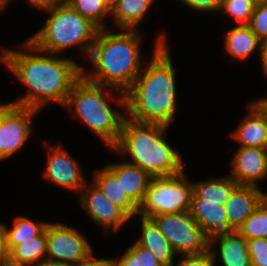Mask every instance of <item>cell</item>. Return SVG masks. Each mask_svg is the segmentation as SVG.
Listing matches in <instances>:
<instances>
[{
  "label": "cell",
  "mask_w": 267,
  "mask_h": 266,
  "mask_svg": "<svg viewBox=\"0 0 267 266\" xmlns=\"http://www.w3.org/2000/svg\"><path fill=\"white\" fill-rule=\"evenodd\" d=\"M242 147L267 148V113L257 102L248 107V115L231 134Z\"/></svg>",
  "instance_id": "cell-16"
},
{
  "label": "cell",
  "mask_w": 267,
  "mask_h": 266,
  "mask_svg": "<svg viewBox=\"0 0 267 266\" xmlns=\"http://www.w3.org/2000/svg\"><path fill=\"white\" fill-rule=\"evenodd\" d=\"M251 1L257 6V5L263 4L267 0H251Z\"/></svg>",
  "instance_id": "cell-42"
},
{
  "label": "cell",
  "mask_w": 267,
  "mask_h": 266,
  "mask_svg": "<svg viewBox=\"0 0 267 266\" xmlns=\"http://www.w3.org/2000/svg\"><path fill=\"white\" fill-rule=\"evenodd\" d=\"M120 0H105L106 7L110 10V12L115 8Z\"/></svg>",
  "instance_id": "cell-40"
},
{
  "label": "cell",
  "mask_w": 267,
  "mask_h": 266,
  "mask_svg": "<svg viewBox=\"0 0 267 266\" xmlns=\"http://www.w3.org/2000/svg\"><path fill=\"white\" fill-rule=\"evenodd\" d=\"M161 233L176 254H202L209 250L204 230L190 212L169 213L152 216Z\"/></svg>",
  "instance_id": "cell-8"
},
{
  "label": "cell",
  "mask_w": 267,
  "mask_h": 266,
  "mask_svg": "<svg viewBox=\"0 0 267 266\" xmlns=\"http://www.w3.org/2000/svg\"><path fill=\"white\" fill-rule=\"evenodd\" d=\"M46 147L49 157L43 174L45 178L64 189L80 192L86 184V179L78 162L62 145L51 146L46 143Z\"/></svg>",
  "instance_id": "cell-10"
},
{
  "label": "cell",
  "mask_w": 267,
  "mask_h": 266,
  "mask_svg": "<svg viewBox=\"0 0 267 266\" xmlns=\"http://www.w3.org/2000/svg\"><path fill=\"white\" fill-rule=\"evenodd\" d=\"M112 266H163L148 249L136 242L119 259H111Z\"/></svg>",
  "instance_id": "cell-28"
},
{
  "label": "cell",
  "mask_w": 267,
  "mask_h": 266,
  "mask_svg": "<svg viewBox=\"0 0 267 266\" xmlns=\"http://www.w3.org/2000/svg\"><path fill=\"white\" fill-rule=\"evenodd\" d=\"M108 88L112 87L91 83L82 76L73 85L64 107H74V114L112 148L119 138L125 116L108 104V98H112Z\"/></svg>",
  "instance_id": "cell-6"
},
{
  "label": "cell",
  "mask_w": 267,
  "mask_h": 266,
  "mask_svg": "<svg viewBox=\"0 0 267 266\" xmlns=\"http://www.w3.org/2000/svg\"><path fill=\"white\" fill-rule=\"evenodd\" d=\"M48 225L49 223L47 222H34L24 216L16 217L13 227L6 229V247L8 254L25 240L41 235Z\"/></svg>",
  "instance_id": "cell-25"
},
{
  "label": "cell",
  "mask_w": 267,
  "mask_h": 266,
  "mask_svg": "<svg viewBox=\"0 0 267 266\" xmlns=\"http://www.w3.org/2000/svg\"><path fill=\"white\" fill-rule=\"evenodd\" d=\"M238 232L246 239L267 238V198L245 220Z\"/></svg>",
  "instance_id": "cell-27"
},
{
  "label": "cell",
  "mask_w": 267,
  "mask_h": 266,
  "mask_svg": "<svg viewBox=\"0 0 267 266\" xmlns=\"http://www.w3.org/2000/svg\"><path fill=\"white\" fill-rule=\"evenodd\" d=\"M260 58L262 64V70L267 76V39L260 41Z\"/></svg>",
  "instance_id": "cell-37"
},
{
  "label": "cell",
  "mask_w": 267,
  "mask_h": 266,
  "mask_svg": "<svg viewBox=\"0 0 267 266\" xmlns=\"http://www.w3.org/2000/svg\"><path fill=\"white\" fill-rule=\"evenodd\" d=\"M114 205L121 208L130 218L137 216L138 206L124 192L118 180L106 167L96 169L93 182Z\"/></svg>",
  "instance_id": "cell-19"
},
{
  "label": "cell",
  "mask_w": 267,
  "mask_h": 266,
  "mask_svg": "<svg viewBox=\"0 0 267 266\" xmlns=\"http://www.w3.org/2000/svg\"><path fill=\"white\" fill-rule=\"evenodd\" d=\"M230 175L239 185L256 186L267 176V148L240 146L230 162Z\"/></svg>",
  "instance_id": "cell-13"
},
{
  "label": "cell",
  "mask_w": 267,
  "mask_h": 266,
  "mask_svg": "<svg viewBox=\"0 0 267 266\" xmlns=\"http://www.w3.org/2000/svg\"><path fill=\"white\" fill-rule=\"evenodd\" d=\"M50 14L43 28L27 39L45 53L62 54L71 46H79L89 56L99 28L74 10L65 0L41 9Z\"/></svg>",
  "instance_id": "cell-5"
},
{
  "label": "cell",
  "mask_w": 267,
  "mask_h": 266,
  "mask_svg": "<svg viewBox=\"0 0 267 266\" xmlns=\"http://www.w3.org/2000/svg\"><path fill=\"white\" fill-rule=\"evenodd\" d=\"M47 260L74 265L93 254L91 245L74 228L49 223L46 228Z\"/></svg>",
  "instance_id": "cell-9"
},
{
  "label": "cell",
  "mask_w": 267,
  "mask_h": 266,
  "mask_svg": "<svg viewBox=\"0 0 267 266\" xmlns=\"http://www.w3.org/2000/svg\"><path fill=\"white\" fill-rule=\"evenodd\" d=\"M9 1H12V0H7L3 6L6 7V5L9 3ZM28 3L30 4V6L32 7H36L38 8L39 10L43 9V8H46V7H49L61 0H27Z\"/></svg>",
  "instance_id": "cell-36"
},
{
  "label": "cell",
  "mask_w": 267,
  "mask_h": 266,
  "mask_svg": "<svg viewBox=\"0 0 267 266\" xmlns=\"http://www.w3.org/2000/svg\"><path fill=\"white\" fill-rule=\"evenodd\" d=\"M87 186L86 183L82 190L89 188L88 192L80 194L79 200L82 208L97 225L108 230L111 228L116 232L130 217L121 208L109 201L94 183L89 187Z\"/></svg>",
  "instance_id": "cell-12"
},
{
  "label": "cell",
  "mask_w": 267,
  "mask_h": 266,
  "mask_svg": "<svg viewBox=\"0 0 267 266\" xmlns=\"http://www.w3.org/2000/svg\"><path fill=\"white\" fill-rule=\"evenodd\" d=\"M189 212L204 230L209 243L233 231L229 226L224 205L219 201L191 198Z\"/></svg>",
  "instance_id": "cell-14"
},
{
  "label": "cell",
  "mask_w": 267,
  "mask_h": 266,
  "mask_svg": "<svg viewBox=\"0 0 267 266\" xmlns=\"http://www.w3.org/2000/svg\"><path fill=\"white\" fill-rule=\"evenodd\" d=\"M7 0H0V5H3Z\"/></svg>",
  "instance_id": "cell-44"
},
{
  "label": "cell",
  "mask_w": 267,
  "mask_h": 266,
  "mask_svg": "<svg viewBox=\"0 0 267 266\" xmlns=\"http://www.w3.org/2000/svg\"><path fill=\"white\" fill-rule=\"evenodd\" d=\"M70 266H112L111 259H97L93 254L88 258Z\"/></svg>",
  "instance_id": "cell-34"
},
{
  "label": "cell",
  "mask_w": 267,
  "mask_h": 266,
  "mask_svg": "<svg viewBox=\"0 0 267 266\" xmlns=\"http://www.w3.org/2000/svg\"><path fill=\"white\" fill-rule=\"evenodd\" d=\"M74 10L83 17L90 20L99 29H106L104 17L111 15L110 10L105 5V0H65Z\"/></svg>",
  "instance_id": "cell-26"
},
{
  "label": "cell",
  "mask_w": 267,
  "mask_h": 266,
  "mask_svg": "<svg viewBox=\"0 0 267 266\" xmlns=\"http://www.w3.org/2000/svg\"><path fill=\"white\" fill-rule=\"evenodd\" d=\"M2 266H18V265H14V264H11L8 261H6V262L2 263Z\"/></svg>",
  "instance_id": "cell-43"
},
{
  "label": "cell",
  "mask_w": 267,
  "mask_h": 266,
  "mask_svg": "<svg viewBox=\"0 0 267 266\" xmlns=\"http://www.w3.org/2000/svg\"><path fill=\"white\" fill-rule=\"evenodd\" d=\"M106 168L121 182L124 192L139 206L144 199L151 176L140 167L129 162L108 164Z\"/></svg>",
  "instance_id": "cell-17"
},
{
  "label": "cell",
  "mask_w": 267,
  "mask_h": 266,
  "mask_svg": "<svg viewBox=\"0 0 267 266\" xmlns=\"http://www.w3.org/2000/svg\"><path fill=\"white\" fill-rule=\"evenodd\" d=\"M39 110L16 105L0 126V161L23 147L31 131L30 123Z\"/></svg>",
  "instance_id": "cell-11"
},
{
  "label": "cell",
  "mask_w": 267,
  "mask_h": 266,
  "mask_svg": "<svg viewBox=\"0 0 267 266\" xmlns=\"http://www.w3.org/2000/svg\"><path fill=\"white\" fill-rule=\"evenodd\" d=\"M256 102L267 113V98L259 99Z\"/></svg>",
  "instance_id": "cell-41"
},
{
  "label": "cell",
  "mask_w": 267,
  "mask_h": 266,
  "mask_svg": "<svg viewBox=\"0 0 267 266\" xmlns=\"http://www.w3.org/2000/svg\"><path fill=\"white\" fill-rule=\"evenodd\" d=\"M255 6L251 0H222L220 11L231 16L240 24H249Z\"/></svg>",
  "instance_id": "cell-29"
},
{
  "label": "cell",
  "mask_w": 267,
  "mask_h": 266,
  "mask_svg": "<svg viewBox=\"0 0 267 266\" xmlns=\"http://www.w3.org/2000/svg\"><path fill=\"white\" fill-rule=\"evenodd\" d=\"M215 249L202 254L182 255L176 265L171 266H214L217 258Z\"/></svg>",
  "instance_id": "cell-32"
},
{
  "label": "cell",
  "mask_w": 267,
  "mask_h": 266,
  "mask_svg": "<svg viewBox=\"0 0 267 266\" xmlns=\"http://www.w3.org/2000/svg\"><path fill=\"white\" fill-rule=\"evenodd\" d=\"M4 6L3 5H0V12L2 11V10H4Z\"/></svg>",
  "instance_id": "cell-45"
},
{
  "label": "cell",
  "mask_w": 267,
  "mask_h": 266,
  "mask_svg": "<svg viewBox=\"0 0 267 266\" xmlns=\"http://www.w3.org/2000/svg\"><path fill=\"white\" fill-rule=\"evenodd\" d=\"M16 102H9L6 104H1L0 103V126L2 125L5 117L7 116V114L16 106Z\"/></svg>",
  "instance_id": "cell-38"
},
{
  "label": "cell",
  "mask_w": 267,
  "mask_h": 266,
  "mask_svg": "<svg viewBox=\"0 0 267 266\" xmlns=\"http://www.w3.org/2000/svg\"><path fill=\"white\" fill-rule=\"evenodd\" d=\"M184 171L168 177H152L138 214L151 218L155 215L188 212L193 194L192 182L185 179Z\"/></svg>",
  "instance_id": "cell-7"
},
{
  "label": "cell",
  "mask_w": 267,
  "mask_h": 266,
  "mask_svg": "<svg viewBox=\"0 0 267 266\" xmlns=\"http://www.w3.org/2000/svg\"><path fill=\"white\" fill-rule=\"evenodd\" d=\"M252 266H267V238L247 239Z\"/></svg>",
  "instance_id": "cell-31"
},
{
  "label": "cell",
  "mask_w": 267,
  "mask_h": 266,
  "mask_svg": "<svg viewBox=\"0 0 267 266\" xmlns=\"http://www.w3.org/2000/svg\"><path fill=\"white\" fill-rule=\"evenodd\" d=\"M142 235L136 243L151 251L163 266H171L174 262L175 252L159 227L151 218L140 217Z\"/></svg>",
  "instance_id": "cell-18"
},
{
  "label": "cell",
  "mask_w": 267,
  "mask_h": 266,
  "mask_svg": "<svg viewBox=\"0 0 267 266\" xmlns=\"http://www.w3.org/2000/svg\"><path fill=\"white\" fill-rule=\"evenodd\" d=\"M225 49L233 59L245 60L254 51L260 49V39L252 32L248 24H239L230 29L224 39Z\"/></svg>",
  "instance_id": "cell-21"
},
{
  "label": "cell",
  "mask_w": 267,
  "mask_h": 266,
  "mask_svg": "<svg viewBox=\"0 0 267 266\" xmlns=\"http://www.w3.org/2000/svg\"><path fill=\"white\" fill-rule=\"evenodd\" d=\"M154 0H120L111 11L115 25L126 30H135Z\"/></svg>",
  "instance_id": "cell-23"
},
{
  "label": "cell",
  "mask_w": 267,
  "mask_h": 266,
  "mask_svg": "<svg viewBox=\"0 0 267 266\" xmlns=\"http://www.w3.org/2000/svg\"><path fill=\"white\" fill-rule=\"evenodd\" d=\"M6 226L0 224V264L8 260V250L6 247Z\"/></svg>",
  "instance_id": "cell-35"
},
{
  "label": "cell",
  "mask_w": 267,
  "mask_h": 266,
  "mask_svg": "<svg viewBox=\"0 0 267 266\" xmlns=\"http://www.w3.org/2000/svg\"><path fill=\"white\" fill-rule=\"evenodd\" d=\"M34 266H70V265L61 263V262L50 261L46 259V260L39 262L37 265H34Z\"/></svg>",
  "instance_id": "cell-39"
},
{
  "label": "cell",
  "mask_w": 267,
  "mask_h": 266,
  "mask_svg": "<svg viewBox=\"0 0 267 266\" xmlns=\"http://www.w3.org/2000/svg\"><path fill=\"white\" fill-rule=\"evenodd\" d=\"M46 230L39 236L17 245L9 254L8 262L18 266H34L46 260ZM42 258V259H41Z\"/></svg>",
  "instance_id": "cell-22"
},
{
  "label": "cell",
  "mask_w": 267,
  "mask_h": 266,
  "mask_svg": "<svg viewBox=\"0 0 267 266\" xmlns=\"http://www.w3.org/2000/svg\"><path fill=\"white\" fill-rule=\"evenodd\" d=\"M170 49L162 34L156 39L150 63L125 92V113L140 123L169 126L176 113V84Z\"/></svg>",
  "instance_id": "cell-2"
},
{
  "label": "cell",
  "mask_w": 267,
  "mask_h": 266,
  "mask_svg": "<svg viewBox=\"0 0 267 266\" xmlns=\"http://www.w3.org/2000/svg\"><path fill=\"white\" fill-rule=\"evenodd\" d=\"M248 25L260 41L267 39V1L255 6Z\"/></svg>",
  "instance_id": "cell-30"
},
{
  "label": "cell",
  "mask_w": 267,
  "mask_h": 266,
  "mask_svg": "<svg viewBox=\"0 0 267 266\" xmlns=\"http://www.w3.org/2000/svg\"><path fill=\"white\" fill-rule=\"evenodd\" d=\"M21 47L29 53L3 49L0 57L23 85L30 89L15 100L16 104L39 111L50 101L64 106L73 85L82 77V66L70 58L63 59V56L57 58L50 53L43 56L44 52L28 40Z\"/></svg>",
  "instance_id": "cell-1"
},
{
  "label": "cell",
  "mask_w": 267,
  "mask_h": 266,
  "mask_svg": "<svg viewBox=\"0 0 267 266\" xmlns=\"http://www.w3.org/2000/svg\"><path fill=\"white\" fill-rule=\"evenodd\" d=\"M168 126L140 123L123 119L116 144L112 147L122 156L130 155L136 165L151 177H168L183 172V162L177 149L163 139Z\"/></svg>",
  "instance_id": "cell-4"
},
{
  "label": "cell",
  "mask_w": 267,
  "mask_h": 266,
  "mask_svg": "<svg viewBox=\"0 0 267 266\" xmlns=\"http://www.w3.org/2000/svg\"><path fill=\"white\" fill-rule=\"evenodd\" d=\"M216 241H219L218 258L223 266H252L247 239L238 231L233 230L226 236L214 239L209 243V249L214 247Z\"/></svg>",
  "instance_id": "cell-20"
},
{
  "label": "cell",
  "mask_w": 267,
  "mask_h": 266,
  "mask_svg": "<svg viewBox=\"0 0 267 266\" xmlns=\"http://www.w3.org/2000/svg\"><path fill=\"white\" fill-rule=\"evenodd\" d=\"M267 198L258 186L237 185L224 203L229 226L238 231L245 220Z\"/></svg>",
  "instance_id": "cell-15"
},
{
  "label": "cell",
  "mask_w": 267,
  "mask_h": 266,
  "mask_svg": "<svg viewBox=\"0 0 267 266\" xmlns=\"http://www.w3.org/2000/svg\"><path fill=\"white\" fill-rule=\"evenodd\" d=\"M99 29L89 53L93 71L82 76L89 82L122 90L116 96L118 104L125 110V92L132 86L143 67L141 64V37L137 30L122 29L120 33H112ZM112 33V34H111Z\"/></svg>",
  "instance_id": "cell-3"
},
{
  "label": "cell",
  "mask_w": 267,
  "mask_h": 266,
  "mask_svg": "<svg viewBox=\"0 0 267 266\" xmlns=\"http://www.w3.org/2000/svg\"><path fill=\"white\" fill-rule=\"evenodd\" d=\"M188 7L197 11L218 12L220 11L222 0H180Z\"/></svg>",
  "instance_id": "cell-33"
},
{
  "label": "cell",
  "mask_w": 267,
  "mask_h": 266,
  "mask_svg": "<svg viewBox=\"0 0 267 266\" xmlns=\"http://www.w3.org/2000/svg\"><path fill=\"white\" fill-rule=\"evenodd\" d=\"M193 194L191 198L219 201L221 205L228 200L238 183L231 177H220L202 182H192Z\"/></svg>",
  "instance_id": "cell-24"
}]
</instances>
